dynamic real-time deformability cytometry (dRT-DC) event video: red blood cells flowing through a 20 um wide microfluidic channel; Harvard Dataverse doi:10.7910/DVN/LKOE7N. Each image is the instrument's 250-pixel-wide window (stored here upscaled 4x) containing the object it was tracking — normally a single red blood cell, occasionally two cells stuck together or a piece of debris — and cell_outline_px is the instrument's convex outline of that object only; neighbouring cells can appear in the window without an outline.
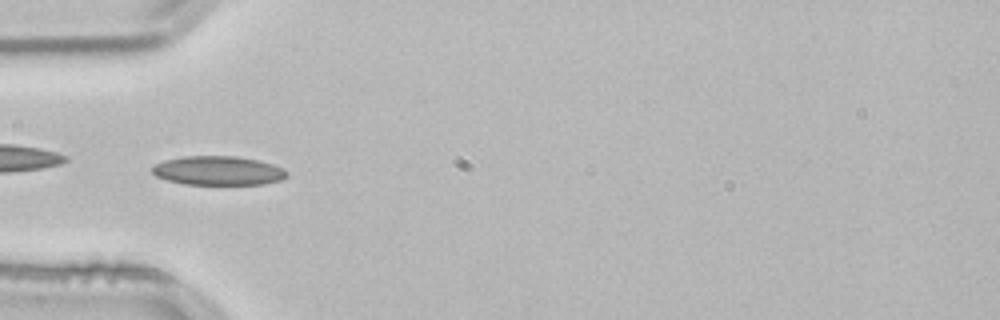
{"species": "common noctule bat (a hibernating species)", "species_latin": "Nyctalus noctula", "temperature_condition": "room temperature", "stored_images_in_passage": 52, "camera_frame_rate_fps": 3000, "um_per_image_px": 0.085, "animal": {"sex": "male", "body_mass_g": 21.5, "forearm_length_mm": 52.0}, "frame": {"image": 1, "passage_image": 16, "time_ms": 5.0, "image_size_px": [1000, 320], "cell_outline_px": [[288, 176], [280, 180], [264, 184], [184, 184], [168, 180], [156, 176], [152, 172], [152, 168], [156, 164], [164, 160], [184, 156], [236, 156], [256, 160], [272, 164], [284, 168], [288, 172]], "centroid_in_image_um": [18.56, 14.5], "position_along_channel_um": 66.4, "area_um2": 22.72}, "authors_computed_cell_mechanics": {"area_um2": 21.2126, "velocity_mm_per_s": 3.8065, "shape_relaxation_time_tau1_ms": 7.1221, "shape_relaxation_time_tau2_ms": 3.1007, "deformation_change_tau1": 0.1482, "deformation_change_tau2": 0.0754}}